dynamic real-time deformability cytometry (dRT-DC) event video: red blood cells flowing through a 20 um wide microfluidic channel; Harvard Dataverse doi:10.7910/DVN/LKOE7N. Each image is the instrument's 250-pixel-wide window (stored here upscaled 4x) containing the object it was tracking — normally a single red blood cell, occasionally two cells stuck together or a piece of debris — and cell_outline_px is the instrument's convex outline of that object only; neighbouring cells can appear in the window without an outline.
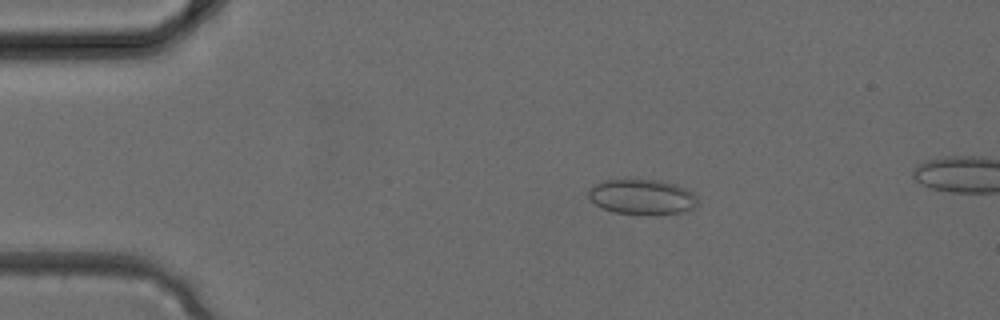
{"species": "common noctule bat (a hibernating species)", "species_latin": "Nyctalus noctula", "temperature_condition": "cold", "stored_images_in_passage": 11, "camera_frame_rate_fps": 3000, "um_per_image_px": 0.085, "animal": {"sex": "female", "body_mass_g": 24.6, "forearm_length_mm": 56.2}, "frame": {"image": 1, "passage_image": 7, "time_ms": 2.0, "image_size_px": [1000, 320], "cell_outline_px": [[696, 204], [692, 208], [684, 212], [652, 216], [612, 212], [596, 204], [588, 196], [588, 192], [596, 184], [604, 180], [656, 180], [676, 184], [692, 192], [696, 196]], "centroid_in_image_um": [54.59, 16.76], "position_along_channel_um": 30.4, "area_um2": 22.37}}